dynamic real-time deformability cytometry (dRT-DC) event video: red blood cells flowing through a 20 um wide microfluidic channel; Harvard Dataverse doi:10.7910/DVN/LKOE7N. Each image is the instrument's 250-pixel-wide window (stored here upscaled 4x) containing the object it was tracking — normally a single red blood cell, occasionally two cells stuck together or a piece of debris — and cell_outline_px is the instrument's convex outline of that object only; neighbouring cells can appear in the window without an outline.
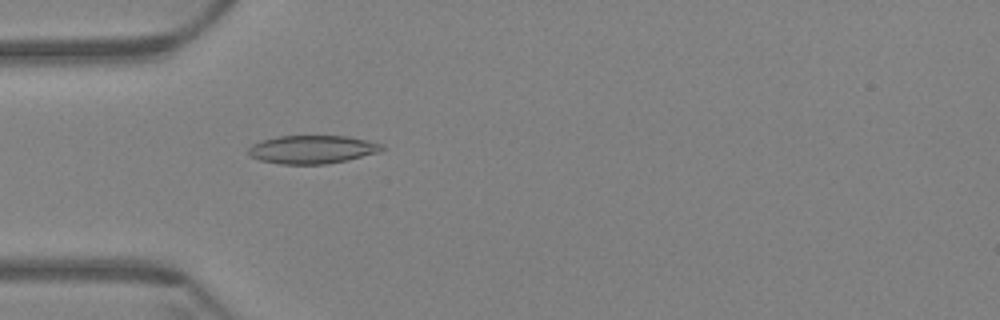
{"species": "Egyptian fruit bat (a non-hibernating species)", "species_latin": "Rousettus aegyptiacus", "temperature_condition": "warm", "stored_images_in_passage": 61, "camera_frame_rate_fps": 3000, "um_per_image_px": 0.085, "animal": {"sex": "female"}, "frame": {"image": 1, "passage_image": 19, "time_ms": 6.0, "image_size_px": [1000, 320], "cell_outline_px": [[384, 148], [376, 152], [328, 164], [280, 164], [260, 160], [252, 156], [248, 152], [248, 148], [252, 144], [264, 140], [280, 136], [348, 136], [368, 140], [384, 144]], "centroid_in_image_um": [26.53, 12.69], "position_along_channel_um": 58.5, "area_um2": 21.68}}
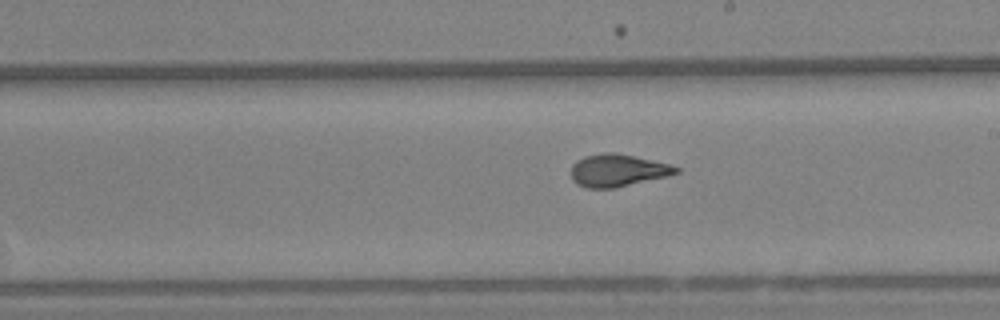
{"frame": {"image": 2, "passage_image": 35, "time_ms": 11.333, "image_size_px": [1000, 320], "cell_outline_px": [[680, 172], [668, 176], [616, 188], [584, 188], [576, 184], [572, 180], [572, 164], [576, 160], [584, 156], [604, 152], [616, 152], [652, 160], [668, 164], [680, 168]], "centroid_in_image_um": [52.48, 14.49], "position_along_channel_um": 236.5, "area_um2": 20.0}}
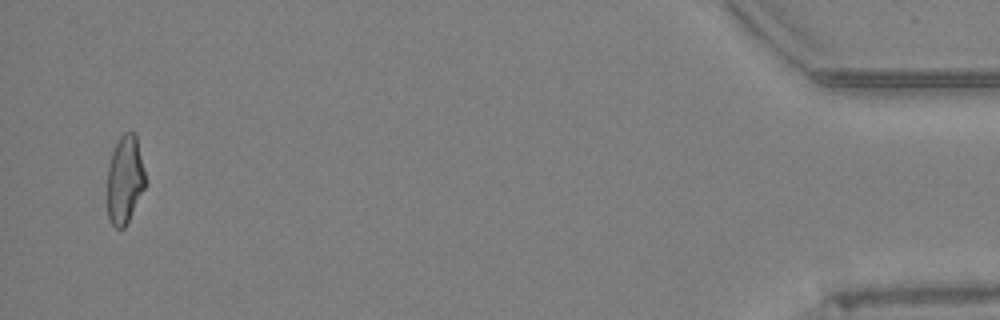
{"frame": {"image": 3, "passage_image": 59, "time_ms": 19.333, "image_size_px": [1000, 320], "cell_outline_px": [[144, 188], [124, 228], [116, 228], [112, 224], [108, 216], [108, 168], [112, 152], [120, 136], [124, 132], [132, 132], [136, 136], [144, 172]], "centroid_in_image_um": [10.59, 15.26], "position_along_channel_um": 424.6, "area_um2": 18.9}, "authors_computed_cell_mechanics": {"area_um2": 20.2878, "velocity_mm_per_s": 3.416, "shape_relaxation_time_tau1_ms": 10.7578, "shape_relaxation_time_tau2_ms": 1.4338, "deformation_change_tau1": 0.2659, "deformation_change_tau2": 0.0657}}